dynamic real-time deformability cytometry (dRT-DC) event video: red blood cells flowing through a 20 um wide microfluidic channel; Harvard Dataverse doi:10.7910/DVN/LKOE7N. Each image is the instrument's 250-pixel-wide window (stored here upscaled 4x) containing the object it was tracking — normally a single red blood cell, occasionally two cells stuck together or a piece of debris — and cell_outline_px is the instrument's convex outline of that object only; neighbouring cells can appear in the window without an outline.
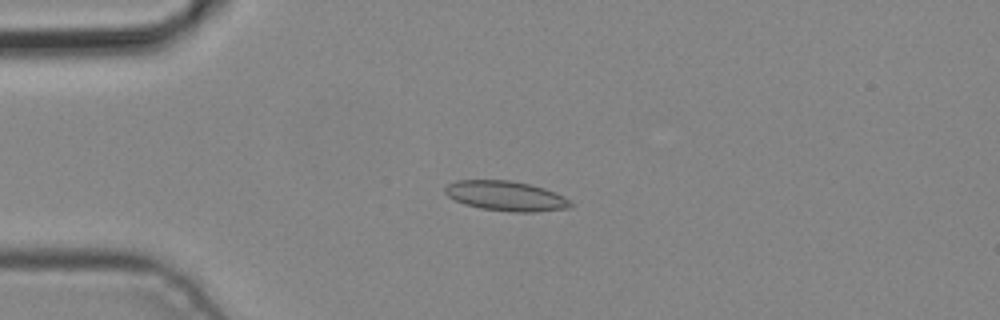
{"species": "common noctule bat (a hibernating species)", "species_latin": "Nyctalus noctula", "temperature_condition": "cold", "stored_images_in_passage": 5, "camera_frame_rate_fps": 3000, "um_per_image_px": 0.085, "animal": {"sex": "male", "body_mass_g": 19.2, "forearm_length_mm": 51.8}, "frame": {"image": 1, "passage_image": 4, "time_ms": 1.0, "image_size_px": [1000, 320], "cell_outline_px": [[572, 204], [568, 208], [532, 212], [512, 212], [480, 208], [464, 204], [448, 196], [444, 192], [444, 188], [448, 184], [456, 180], [512, 180], [544, 188], [564, 196], [572, 200]], "centroid_in_image_um": [43.0, 16.65], "position_along_channel_um": 42.0, "area_um2": 21.85}}
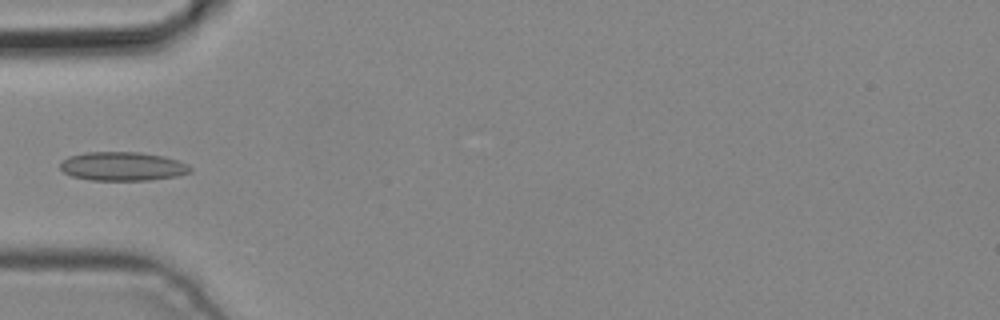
{"frame": {"image": 2, "passage_image": 5, "time_ms": 1.333, "image_size_px": [1000, 320], "cell_outline_px": [[192, 172], [176, 176], [148, 180], [88, 180], [72, 176], [64, 172], [60, 168], [60, 164], [68, 156], [84, 152], [140, 152], [164, 156], [188, 164], [192, 168]], "centroid_in_image_um": [10.42, 14.13], "position_along_channel_um": 74.6, "area_um2": 21.91}}